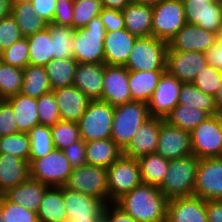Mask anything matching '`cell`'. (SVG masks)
<instances>
[{"label":"cell","instance_id":"cell-1","mask_svg":"<svg viewBox=\"0 0 222 222\" xmlns=\"http://www.w3.org/2000/svg\"><path fill=\"white\" fill-rule=\"evenodd\" d=\"M168 201L159 188L141 183L115 204L137 222H166Z\"/></svg>","mask_w":222,"mask_h":222},{"label":"cell","instance_id":"cell-2","mask_svg":"<svg viewBox=\"0 0 222 222\" xmlns=\"http://www.w3.org/2000/svg\"><path fill=\"white\" fill-rule=\"evenodd\" d=\"M199 158L189 155L170 160L169 167L159 190L169 200L193 196Z\"/></svg>","mask_w":222,"mask_h":222},{"label":"cell","instance_id":"cell-3","mask_svg":"<svg viewBox=\"0 0 222 222\" xmlns=\"http://www.w3.org/2000/svg\"><path fill=\"white\" fill-rule=\"evenodd\" d=\"M148 118V104L144 102L132 101L114 106L111 139L124 151Z\"/></svg>","mask_w":222,"mask_h":222},{"label":"cell","instance_id":"cell-4","mask_svg":"<svg viewBox=\"0 0 222 222\" xmlns=\"http://www.w3.org/2000/svg\"><path fill=\"white\" fill-rule=\"evenodd\" d=\"M105 34L100 16L92 18L85 27L74 31L73 58L77 63H104Z\"/></svg>","mask_w":222,"mask_h":222},{"label":"cell","instance_id":"cell-5","mask_svg":"<svg viewBox=\"0 0 222 222\" xmlns=\"http://www.w3.org/2000/svg\"><path fill=\"white\" fill-rule=\"evenodd\" d=\"M168 42L138 37L124 67L128 71L166 70Z\"/></svg>","mask_w":222,"mask_h":222},{"label":"cell","instance_id":"cell-6","mask_svg":"<svg viewBox=\"0 0 222 222\" xmlns=\"http://www.w3.org/2000/svg\"><path fill=\"white\" fill-rule=\"evenodd\" d=\"M29 169L30 178L49 187L65 186L72 172V166L64 152L56 148L46 156L32 160Z\"/></svg>","mask_w":222,"mask_h":222},{"label":"cell","instance_id":"cell-7","mask_svg":"<svg viewBox=\"0 0 222 222\" xmlns=\"http://www.w3.org/2000/svg\"><path fill=\"white\" fill-rule=\"evenodd\" d=\"M114 106L101 100H91L84 115L77 122L85 142L111 138Z\"/></svg>","mask_w":222,"mask_h":222},{"label":"cell","instance_id":"cell-8","mask_svg":"<svg viewBox=\"0 0 222 222\" xmlns=\"http://www.w3.org/2000/svg\"><path fill=\"white\" fill-rule=\"evenodd\" d=\"M108 203H115L123 195L139 186L140 167L137 159L122 155L107 168Z\"/></svg>","mask_w":222,"mask_h":222},{"label":"cell","instance_id":"cell-9","mask_svg":"<svg viewBox=\"0 0 222 222\" xmlns=\"http://www.w3.org/2000/svg\"><path fill=\"white\" fill-rule=\"evenodd\" d=\"M192 154L199 159L222 157V116L211 115L190 132Z\"/></svg>","mask_w":222,"mask_h":222},{"label":"cell","instance_id":"cell-10","mask_svg":"<svg viewBox=\"0 0 222 222\" xmlns=\"http://www.w3.org/2000/svg\"><path fill=\"white\" fill-rule=\"evenodd\" d=\"M152 36L169 42L186 24L182 0H162L152 6Z\"/></svg>","mask_w":222,"mask_h":222},{"label":"cell","instance_id":"cell-11","mask_svg":"<svg viewBox=\"0 0 222 222\" xmlns=\"http://www.w3.org/2000/svg\"><path fill=\"white\" fill-rule=\"evenodd\" d=\"M65 187L73 191L94 196L107 204V168L88 164L72 168Z\"/></svg>","mask_w":222,"mask_h":222},{"label":"cell","instance_id":"cell-12","mask_svg":"<svg viewBox=\"0 0 222 222\" xmlns=\"http://www.w3.org/2000/svg\"><path fill=\"white\" fill-rule=\"evenodd\" d=\"M63 189V199L67 213V222H101L104 219V206L100 199L73 191L65 186Z\"/></svg>","mask_w":222,"mask_h":222},{"label":"cell","instance_id":"cell-13","mask_svg":"<svg viewBox=\"0 0 222 222\" xmlns=\"http://www.w3.org/2000/svg\"><path fill=\"white\" fill-rule=\"evenodd\" d=\"M194 196L222 200V157L199 159Z\"/></svg>","mask_w":222,"mask_h":222},{"label":"cell","instance_id":"cell-14","mask_svg":"<svg viewBox=\"0 0 222 222\" xmlns=\"http://www.w3.org/2000/svg\"><path fill=\"white\" fill-rule=\"evenodd\" d=\"M186 23L195 24L218 36L222 29V5L216 0H182Z\"/></svg>","mask_w":222,"mask_h":222},{"label":"cell","instance_id":"cell-15","mask_svg":"<svg viewBox=\"0 0 222 222\" xmlns=\"http://www.w3.org/2000/svg\"><path fill=\"white\" fill-rule=\"evenodd\" d=\"M156 154L168 160L192 155L190 132L170 125L160 118V133Z\"/></svg>","mask_w":222,"mask_h":222},{"label":"cell","instance_id":"cell-16","mask_svg":"<svg viewBox=\"0 0 222 222\" xmlns=\"http://www.w3.org/2000/svg\"><path fill=\"white\" fill-rule=\"evenodd\" d=\"M181 81L171 76L167 71L160 77L157 87L148 102L150 117H165L178 104L179 92L182 86Z\"/></svg>","mask_w":222,"mask_h":222},{"label":"cell","instance_id":"cell-17","mask_svg":"<svg viewBox=\"0 0 222 222\" xmlns=\"http://www.w3.org/2000/svg\"><path fill=\"white\" fill-rule=\"evenodd\" d=\"M218 39L214 32L207 31L195 24L186 23L168 42L167 51H196L206 53Z\"/></svg>","mask_w":222,"mask_h":222},{"label":"cell","instance_id":"cell-18","mask_svg":"<svg viewBox=\"0 0 222 222\" xmlns=\"http://www.w3.org/2000/svg\"><path fill=\"white\" fill-rule=\"evenodd\" d=\"M207 65L205 53L167 51L166 71L183 83H192L196 75Z\"/></svg>","mask_w":222,"mask_h":222},{"label":"cell","instance_id":"cell-19","mask_svg":"<svg viewBox=\"0 0 222 222\" xmlns=\"http://www.w3.org/2000/svg\"><path fill=\"white\" fill-rule=\"evenodd\" d=\"M129 71L124 66L105 64L101 101L112 106L132 102Z\"/></svg>","mask_w":222,"mask_h":222},{"label":"cell","instance_id":"cell-20","mask_svg":"<svg viewBox=\"0 0 222 222\" xmlns=\"http://www.w3.org/2000/svg\"><path fill=\"white\" fill-rule=\"evenodd\" d=\"M166 222H208L206 200L194 195L169 199Z\"/></svg>","mask_w":222,"mask_h":222},{"label":"cell","instance_id":"cell-21","mask_svg":"<svg viewBox=\"0 0 222 222\" xmlns=\"http://www.w3.org/2000/svg\"><path fill=\"white\" fill-rule=\"evenodd\" d=\"M160 133V117L148 118L137 130L132 141L123 151L126 157L138 159L156 153Z\"/></svg>","mask_w":222,"mask_h":222},{"label":"cell","instance_id":"cell-22","mask_svg":"<svg viewBox=\"0 0 222 222\" xmlns=\"http://www.w3.org/2000/svg\"><path fill=\"white\" fill-rule=\"evenodd\" d=\"M58 105L61 121L78 122L91 101L76 86L52 90Z\"/></svg>","mask_w":222,"mask_h":222},{"label":"cell","instance_id":"cell-23","mask_svg":"<svg viewBox=\"0 0 222 222\" xmlns=\"http://www.w3.org/2000/svg\"><path fill=\"white\" fill-rule=\"evenodd\" d=\"M137 38L125 28L117 31H106L103 41L104 63L124 66Z\"/></svg>","mask_w":222,"mask_h":222},{"label":"cell","instance_id":"cell-24","mask_svg":"<svg viewBox=\"0 0 222 222\" xmlns=\"http://www.w3.org/2000/svg\"><path fill=\"white\" fill-rule=\"evenodd\" d=\"M105 63H78L73 85L91 100H100Z\"/></svg>","mask_w":222,"mask_h":222},{"label":"cell","instance_id":"cell-25","mask_svg":"<svg viewBox=\"0 0 222 222\" xmlns=\"http://www.w3.org/2000/svg\"><path fill=\"white\" fill-rule=\"evenodd\" d=\"M48 185L32 178L2 194L8 201L37 212Z\"/></svg>","mask_w":222,"mask_h":222},{"label":"cell","instance_id":"cell-26","mask_svg":"<svg viewBox=\"0 0 222 222\" xmlns=\"http://www.w3.org/2000/svg\"><path fill=\"white\" fill-rule=\"evenodd\" d=\"M30 177L29 162L12 154H0V195Z\"/></svg>","mask_w":222,"mask_h":222},{"label":"cell","instance_id":"cell-27","mask_svg":"<svg viewBox=\"0 0 222 222\" xmlns=\"http://www.w3.org/2000/svg\"><path fill=\"white\" fill-rule=\"evenodd\" d=\"M125 29L137 37L152 36V6L130 3L123 10Z\"/></svg>","mask_w":222,"mask_h":222},{"label":"cell","instance_id":"cell-28","mask_svg":"<svg viewBox=\"0 0 222 222\" xmlns=\"http://www.w3.org/2000/svg\"><path fill=\"white\" fill-rule=\"evenodd\" d=\"M6 101L15 114L18 133H29L34 126L39 125L37 99L19 93L7 98Z\"/></svg>","mask_w":222,"mask_h":222},{"label":"cell","instance_id":"cell-29","mask_svg":"<svg viewBox=\"0 0 222 222\" xmlns=\"http://www.w3.org/2000/svg\"><path fill=\"white\" fill-rule=\"evenodd\" d=\"M165 71H129L128 85L132 101L148 104L160 77Z\"/></svg>","mask_w":222,"mask_h":222},{"label":"cell","instance_id":"cell-30","mask_svg":"<svg viewBox=\"0 0 222 222\" xmlns=\"http://www.w3.org/2000/svg\"><path fill=\"white\" fill-rule=\"evenodd\" d=\"M88 165L109 168L122 155L123 151L110 139L85 142Z\"/></svg>","mask_w":222,"mask_h":222},{"label":"cell","instance_id":"cell-31","mask_svg":"<svg viewBox=\"0 0 222 222\" xmlns=\"http://www.w3.org/2000/svg\"><path fill=\"white\" fill-rule=\"evenodd\" d=\"M37 214L40 222H67L61 187H49L46 190Z\"/></svg>","mask_w":222,"mask_h":222},{"label":"cell","instance_id":"cell-32","mask_svg":"<svg viewBox=\"0 0 222 222\" xmlns=\"http://www.w3.org/2000/svg\"><path fill=\"white\" fill-rule=\"evenodd\" d=\"M11 15L24 37L45 29L48 23L33 11L31 1L12 2Z\"/></svg>","mask_w":222,"mask_h":222},{"label":"cell","instance_id":"cell-33","mask_svg":"<svg viewBox=\"0 0 222 222\" xmlns=\"http://www.w3.org/2000/svg\"><path fill=\"white\" fill-rule=\"evenodd\" d=\"M137 161L142 183L159 188L166 176L170 160L153 153L142 156Z\"/></svg>","mask_w":222,"mask_h":222},{"label":"cell","instance_id":"cell-34","mask_svg":"<svg viewBox=\"0 0 222 222\" xmlns=\"http://www.w3.org/2000/svg\"><path fill=\"white\" fill-rule=\"evenodd\" d=\"M52 91L45 66L27 65L23 68L21 94L38 99Z\"/></svg>","mask_w":222,"mask_h":222},{"label":"cell","instance_id":"cell-35","mask_svg":"<svg viewBox=\"0 0 222 222\" xmlns=\"http://www.w3.org/2000/svg\"><path fill=\"white\" fill-rule=\"evenodd\" d=\"M77 61L72 58L52 59L45 65L52 90L72 86L77 68Z\"/></svg>","mask_w":222,"mask_h":222},{"label":"cell","instance_id":"cell-36","mask_svg":"<svg viewBox=\"0 0 222 222\" xmlns=\"http://www.w3.org/2000/svg\"><path fill=\"white\" fill-rule=\"evenodd\" d=\"M210 116L208 112L202 109L177 104L164 120L172 126L191 132Z\"/></svg>","mask_w":222,"mask_h":222},{"label":"cell","instance_id":"cell-37","mask_svg":"<svg viewBox=\"0 0 222 222\" xmlns=\"http://www.w3.org/2000/svg\"><path fill=\"white\" fill-rule=\"evenodd\" d=\"M26 38L29 47V64L45 66L53 59L51 34L48 27Z\"/></svg>","mask_w":222,"mask_h":222},{"label":"cell","instance_id":"cell-38","mask_svg":"<svg viewBox=\"0 0 222 222\" xmlns=\"http://www.w3.org/2000/svg\"><path fill=\"white\" fill-rule=\"evenodd\" d=\"M47 27L51 34L53 59L72 58L75 29L53 23L48 24Z\"/></svg>","mask_w":222,"mask_h":222},{"label":"cell","instance_id":"cell-39","mask_svg":"<svg viewBox=\"0 0 222 222\" xmlns=\"http://www.w3.org/2000/svg\"><path fill=\"white\" fill-rule=\"evenodd\" d=\"M178 104L190 105L191 107L202 109L210 115L218 114L214 97L203 93L191 82L182 83Z\"/></svg>","mask_w":222,"mask_h":222},{"label":"cell","instance_id":"cell-40","mask_svg":"<svg viewBox=\"0 0 222 222\" xmlns=\"http://www.w3.org/2000/svg\"><path fill=\"white\" fill-rule=\"evenodd\" d=\"M23 69L10 66L0 61V100L21 92Z\"/></svg>","mask_w":222,"mask_h":222},{"label":"cell","instance_id":"cell-41","mask_svg":"<svg viewBox=\"0 0 222 222\" xmlns=\"http://www.w3.org/2000/svg\"><path fill=\"white\" fill-rule=\"evenodd\" d=\"M28 134L30 137L29 163L34 159L46 156L54 149V142L49 126H34Z\"/></svg>","mask_w":222,"mask_h":222},{"label":"cell","instance_id":"cell-42","mask_svg":"<svg viewBox=\"0 0 222 222\" xmlns=\"http://www.w3.org/2000/svg\"><path fill=\"white\" fill-rule=\"evenodd\" d=\"M12 154L29 162L30 137L28 133H16L0 137V154Z\"/></svg>","mask_w":222,"mask_h":222},{"label":"cell","instance_id":"cell-43","mask_svg":"<svg viewBox=\"0 0 222 222\" xmlns=\"http://www.w3.org/2000/svg\"><path fill=\"white\" fill-rule=\"evenodd\" d=\"M54 148L63 150L81 139L78 123L59 121L50 127Z\"/></svg>","mask_w":222,"mask_h":222},{"label":"cell","instance_id":"cell-44","mask_svg":"<svg viewBox=\"0 0 222 222\" xmlns=\"http://www.w3.org/2000/svg\"><path fill=\"white\" fill-rule=\"evenodd\" d=\"M103 9L101 0H75L73 4L72 28H82Z\"/></svg>","mask_w":222,"mask_h":222},{"label":"cell","instance_id":"cell-45","mask_svg":"<svg viewBox=\"0 0 222 222\" xmlns=\"http://www.w3.org/2000/svg\"><path fill=\"white\" fill-rule=\"evenodd\" d=\"M1 219L3 222H40L37 212L8 201L0 195Z\"/></svg>","mask_w":222,"mask_h":222},{"label":"cell","instance_id":"cell-46","mask_svg":"<svg viewBox=\"0 0 222 222\" xmlns=\"http://www.w3.org/2000/svg\"><path fill=\"white\" fill-rule=\"evenodd\" d=\"M37 113L39 125L51 127L61 121L53 91L43 94L37 99Z\"/></svg>","mask_w":222,"mask_h":222},{"label":"cell","instance_id":"cell-47","mask_svg":"<svg viewBox=\"0 0 222 222\" xmlns=\"http://www.w3.org/2000/svg\"><path fill=\"white\" fill-rule=\"evenodd\" d=\"M1 61L20 69L29 65V47L26 37L15 42L12 46L1 52Z\"/></svg>","mask_w":222,"mask_h":222},{"label":"cell","instance_id":"cell-48","mask_svg":"<svg viewBox=\"0 0 222 222\" xmlns=\"http://www.w3.org/2000/svg\"><path fill=\"white\" fill-rule=\"evenodd\" d=\"M203 93L215 96L222 83V72L211 65L203 68L192 81Z\"/></svg>","mask_w":222,"mask_h":222},{"label":"cell","instance_id":"cell-49","mask_svg":"<svg viewBox=\"0 0 222 222\" xmlns=\"http://www.w3.org/2000/svg\"><path fill=\"white\" fill-rule=\"evenodd\" d=\"M22 35L15 19L10 15L0 20V50L1 52L21 40Z\"/></svg>","mask_w":222,"mask_h":222},{"label":"cell","instance_id":"cell-50","mask_svg":"<svg viewBox=\"0 0 222 222\" xmlns=\"http://www.w3.org/2000/svg\"><path fill=\"white\" fill-rule=\"evenodd\" d=\"M18 133L15 114L6 100H0V137Z\"/></svg>","mask_w":222,"mask_h":222},{"label":"cell","instance_id":"cell-51","mask_svg":"<svg viewBox=\"0 0 222 222\" xmlns=\"http://www.w3.org/2000/svg\"><path fill=\"white\" fill-rule=\"evenodd\" d=\"M64 155L68 159L72 168L81 167L87 164L86 160V146L85 141L80 139L79 141L74 142L67 148L62 150Z\"/></svg>","mask_w":222,"mask_h":222},{"label":"cell","instance_id":"cell-52","mask_svg":"<svg viewBox=\"0 0 222 222\" xmlns=\"http://www.w3.org/2000/svg\"><path fill=\"white\" fill-rule=\"evenodd\" d=\"M73 4L71 0H57L55 5V14L52 23L72 27Z\"/></svg>","mask_w":222,"mask_h":222},{"label":"cell","instance_id":"cell-53","mask_svg":"<svg viewBox=\"0 0 222 222\" xmlns=\"http://www.w3.org/2000/svg\"><path fill=\"white\" fill-rule=\"evenodd\" d=\"M99 16L106 31L125 28L124 15L121 10L103 8Z\"/></svg>","mask_w":222,"mask_h":222},{"label":"cell","instance_id":"cell-54","mask_svg":"<svg viewBox=\"0 0 222 222\" xmlns=\"http://www.w3.org/2000/svg\"><path fill=\"white\" fill-rule=\"evenodd\" d=\"M57 0H31L33 11L48 24L52 23Z\"/></svg>","mask_w":222,"mask_h":222},{"label":"cell","instance_id":"cell-55","mask_svg":"<svg viewBox=\"0 0 222 222\" xmlns=\"http://www.w3.org/2000/svg\"><path fill=\"white\" fill-rule=\"evenodd\" d=\"M104 219L107 222H137L129 214L125 213L115 203H107L104 206Z\"/></svg>","mask_w":222,"mask_h":222},{"label":"cell","instance_id":"cell-56","mask_svg":"<svg viewBox=\"0 0 222 222\" xmlns=\"http://www.w3.org/2000/svg\"><path fill=\"white\" fill-rule=\"evenodd\" d=\"M205 56L208 65H211L222 72V36H218L215 45L205 53Z\"/></svg>","mask_w":222,"mask_h":222},{"label":"cell","instance_id":"cell-57","mask_svg":"<svg viewBox=\"0 0 222 222\" xmlns=\"http://www.w3.org/2000/svg\"><path fill=\"white\" fill-rule=\"evenodd\" d=\"M208 222H222V200L206 201Z\"/></svg>","mask_w":222,"mask_h":222},{"label":"cell","instance_id":"cell-58","mask_svg":"<svg viewBox=\"0 0 222 222\" xmlns=\"http://www.w3.org/2000/svg\"><path fill=\"white\" fill-rule=\"evenodd\" d=\"M103 8L123 10L132 0H101Z\"/></svg>","mask_w":222,"mask_h":222},{"label":"cell","instance_id":"cell-59","mask_svg":"<svg viewBox=\"0 0 222 222\" xmlns=\"http://www.w3.org/2000/svg\"><path fill=\"white\" fill-rule=\"evenodd\" d=\"M11 0H0V20L11 15Z\"/></svg>","mask_w":222,"mask_h":222},{"label":"cell","instance_id":"cell-60","mask_svg":"<svg viewBox=\"0 0 222 222\" xmlns=\"http://www.w3.org/2000/svg\"><path fill=\"white\" fill-rule=\"evenodd\" d=\"M214 102H215V106H216L218 114L222 116V83L219 86L214 96Z\"/></svg>","mask_w":222,"mask_h":222},{"label":"cell","instance_id":"cell-61","mask_svg":"<svg viewBox=\"0 0 222 222\" xmlns=\"http://www.w3.org/2000/svg\"><path fill=\"white\" fill-rule=\"evenodd\" d=\"M161 1L162 0H132V3L154 6L160 3Z\"/></svg>","mask_w":222,"mask_h":222},{"label":"cell","instance_id":"cell-62","mask_svg":"<svg viewBox=\"0 0 222 222\" xmlns=\"http://www.w3.org/2000/svg\"><path fill=\"white\" fill-rule=\"evenodd\" d=\"M12 2H24V1H31V0H11Z\"/></svg>","mask_w":222,"mask_h":222},{"label":"cell","instance_id":"cell-63","mask_svg":"<svg viewBox=\"0 0 222 222\" xmlns=\"http://www.w3.org/2000/svg\"><path fill=\"white\" fill-rule=\"evenodd\" d=\"M0 222H3V220L1 219V209H0Z\"/></svg>","mask_w":222,"mask_h":222},{"label":"cell","instance_id":"cell-64","mask_svg":"<svg viewBox=\"0 0 222 222\" xmlns=\"http://www.w3.org/2000/svg\"><path fill=\"white\" fill-rule=\"evenodd\" d=\"M216 1H218L222 5V0H216Z\"/></svg>","mask_w":222,"mask_h":222}]
</instances>
